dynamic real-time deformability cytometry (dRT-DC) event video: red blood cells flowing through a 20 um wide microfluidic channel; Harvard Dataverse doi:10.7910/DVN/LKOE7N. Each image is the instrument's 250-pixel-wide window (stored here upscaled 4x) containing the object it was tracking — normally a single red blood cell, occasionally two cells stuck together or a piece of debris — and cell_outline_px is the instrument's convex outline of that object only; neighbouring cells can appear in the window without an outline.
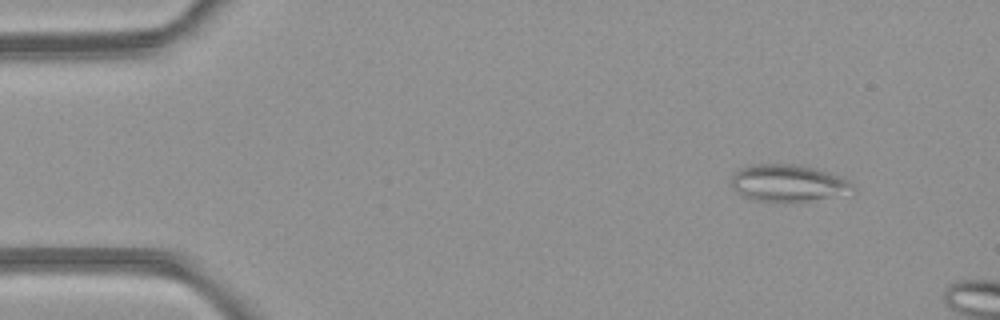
{"species": "common noctule bat (a hibernating species)", "species_latin": "Nyctalus noctula", "temperature_condition": "room temperature", "stored_images_in_passage": 2, "camera_frame_rate_fps": 3000, "um_per_image_px": 0.085, "animal": {"sex": "female", "body_mass_g": 21.9}, "frame": {"image": 1, "passage_image": 1, "time_ms": 0.0, "image_size_px": [1000, 320], "cell_outline_px": [[852, 196], [784, 204], [752, 200], [744, 196], [732, 184], [732, 172], [740, 168], [752, 164], [788, 164], [812, 168], [828, 172], [848, 180], [852, 184]], "centroid_in_image_um": [67.05, 15.62], "position_along_channel_um": 18.0, "area_um2": 26.88}}